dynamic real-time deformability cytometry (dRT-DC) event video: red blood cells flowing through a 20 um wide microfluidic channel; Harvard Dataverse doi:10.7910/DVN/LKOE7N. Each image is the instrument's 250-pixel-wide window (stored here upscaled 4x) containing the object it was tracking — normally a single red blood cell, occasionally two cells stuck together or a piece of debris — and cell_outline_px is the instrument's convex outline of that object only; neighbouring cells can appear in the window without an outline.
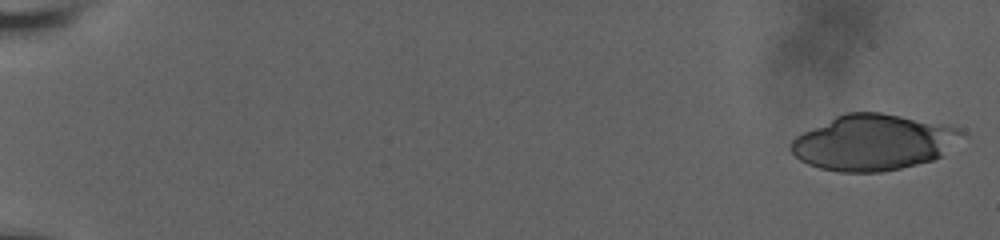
{"species": "human", "species_latin": "Homo sapiens", "temperature_condition": "room temperature", "stored_images_in_passage": 33, "camera_frame_rate_fps": 3000, "um_per_image_px": 0.085, "donor": {"sex": "male"}, "frame": {"image": 1, "passage_image": 1, "time_ms": 0.0, "image_size_px": [1000, 240], "cell_outline_px": [[968, 136], [944, 156], [932, 160], [900, 168], [880, 172], [840, 172], [820, 168], [808, 164], [800, 160], [788, 148], [792, 140], [796, 136], [844, 112], [880, 112], [960, 128]], "centroid_in_image_um": [74.29, 12.11], "position_along_channel_um": 10.7, "area_um2": 55.6}}
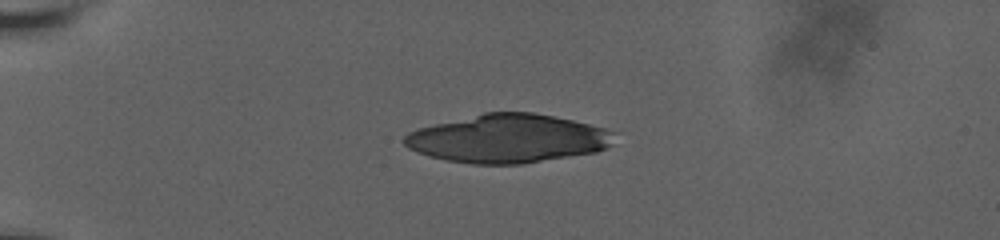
{"frame": {"image": 2, "passage_image": 17, "time_ms": 5.0, "image_size_px": [1000, 240], "cell_outline_px": [[612, 144], [608, 148], [596, 152], [520, 164], [472, 164], [448, 160], [428, 156], [416, 152], [408, 148], [404, 144], [404, 136], [408, 132], [420, 128], [484, 112], [532, 112], [572, 120], [604, 128], [612, 132]], "centroid_in_image_um": [43.15, 11.78], "position_along_channel_um": 41.8, "area_um2": 58.84}}